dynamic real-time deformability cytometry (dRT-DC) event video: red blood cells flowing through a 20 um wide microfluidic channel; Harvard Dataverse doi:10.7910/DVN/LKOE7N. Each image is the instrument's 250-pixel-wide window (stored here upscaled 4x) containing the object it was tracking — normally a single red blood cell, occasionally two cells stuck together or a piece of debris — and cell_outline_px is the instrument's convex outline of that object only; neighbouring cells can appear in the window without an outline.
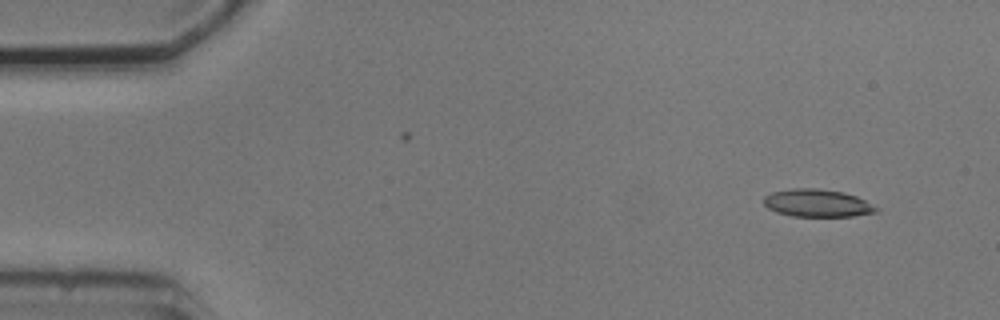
{"species": "common noctule bat (a hibernating species)", "species_latin": "Nyctalus noctula", "temperature_condition": "cold", "stored_images_in_passage": 4, "camera_frame_rate_fps": 3000, "um_per_image_px": 0.085, "animal": {"sex": "male", "body_mass_g": 20.5, "forearm_length_mm": 52.5}, "frame": {"image": 1, "passage_image": 1, "time_ms": 0.0, "image_size_px": [1000, 320], "cell_outline_px": [[880, 208], [876, 212], [852, 216], [792, 216], [776, 212], [768, 208], [764, 204], [764, 196], [772, 192], [792, 188], [816, 188], [844, 192], [856, 196]], "centroid_in_image_um": [69.46, 17.26], "position_along_channel_um": 15.5, "area_um2": 18.09}}
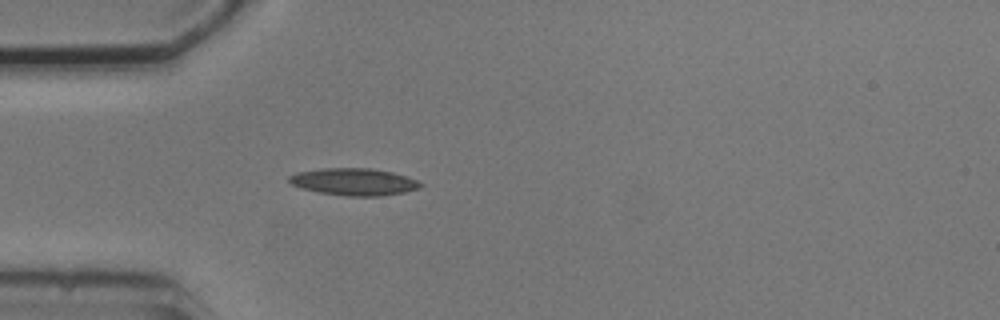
{"frame": {"image": 2, "passage_image": 4, "time_ms": 3.667, "image_size_px": [1000, 320], "cell_outline_px": [[424, 184], [420, 188], [404, 192], [380, 196], [348, 196], [320, 192], [300, 188], [292, 184], [288, 180], [288, 176], [296, 172], [320, 168], [372, 168], [392, 172], [408, 176]], "centroid_in_image_um": [30.09, 15.44], "position_along_channel_um": 54.9, "area_um2": 20.87}}